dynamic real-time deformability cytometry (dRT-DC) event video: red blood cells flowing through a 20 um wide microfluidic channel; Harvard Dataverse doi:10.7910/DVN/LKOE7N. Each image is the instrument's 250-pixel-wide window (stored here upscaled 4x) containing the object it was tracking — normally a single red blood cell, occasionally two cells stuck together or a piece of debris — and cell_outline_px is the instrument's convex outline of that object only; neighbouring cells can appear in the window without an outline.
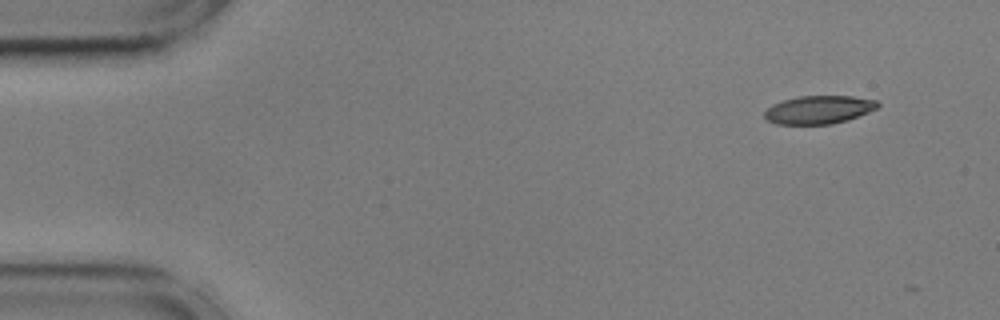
{"species": "common noctule bat (a hibernating species)", "species_latin": "Nyctalus noctula", "temperature_condition": "cold", "stored_images_in_passage": 2, "camera_frame_rate_fps": 3000, "um_per_image_px": 0.085, "animal": {"sex": "male", "body_mass_g": 17.9, "forearm_length_mm": 54.2}, "frame": {"image": 1, "passage_image": 1, "time_ms": 0.0, "image_size_px": [1000, 320], "cell_outline_px": [[880, 104], [876, 108], [868, 112], [848, 120], [832, 124], [776, 124], [768, 120], [764, 116], [764, 112], [772, 104], [784, 100], [800, 96], [852, 96], [876, 100]], "centroid_in_image_um": [69.6, 9.33], "position_along_channel_um": 15.4, "area_um2": 18.5}}